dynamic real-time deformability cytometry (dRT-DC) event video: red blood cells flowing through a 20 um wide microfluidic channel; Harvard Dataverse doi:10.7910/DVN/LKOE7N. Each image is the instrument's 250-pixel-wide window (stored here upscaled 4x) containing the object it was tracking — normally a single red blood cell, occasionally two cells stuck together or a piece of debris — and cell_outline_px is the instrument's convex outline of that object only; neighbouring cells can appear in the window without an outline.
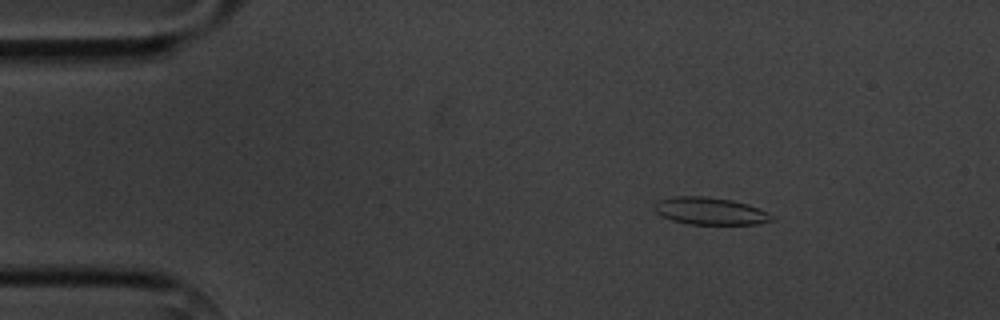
{"species": "common noctule bat (a hibernating species)", "species_latin": "Nyctalus noctula", "temperature_condition": "cold", "stored_images_in_passage": 4, "camera_frame_rate_fps": 3000, "um_per_image_px": 0.085, "animal": {"sex": "male", "body_mass_g": 20.1, "forearm_length_mm": 53.5}, "frame": {"image": 1, "passage_image": 2, "time_ms": 1.0, "image_size_px": [1000, 320], "cell_outline_px": [[776, 220], [756, 224], [688, 224], [672, 220], [660, 216], [652, 208], [652, 204], [656, 200], [676, 196], [708, 196], [732, 200], [748, 204], [768, 212], [776, 216]], "centroid_in_image_um": [60.35, 17.93], "position_along_channel_um": 24.7, "area_um2": 19.07}}